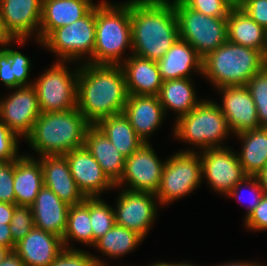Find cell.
I'll return each mask as SVG.
<instances>
[{"mask_svg":"<svg viewBox=\"0 0 267 266\" xmlns=\"http://www.w3.org/2000/svg\"><path fill=\"white\" fill-rule=\"evenodd\" d=\"M151 266H174V264H169V263H164V262H161V263H155Z\"/></svg>","mask_w":267,"mask_h":266,"instance_id":"obj_53","label":"cell"},{"mask_svg":"<svg viewBox=\"0 0 267 266\" xmlns=\"http://www.w3.org/2000/svg\"><path fill=\"white\" fill-rule=\"evenodd\" d=\"M189 78H180L163 81L158 98L164 109L170 108L179 111L180 116L188 114L199 101H196L194 89Z\"/></svg>","mask_w":267,"mask_h":266,"instance_id":"obj_30","label":"cell"},{"mask_svg":"<svg viewBox=\"0 0 267 266\" xmlns=\"http://www.w3.org/2000/svg\"><path fill=\"white\" fill-rule=\"evenodd\" d=\"M155 196L147 192L124 190L118 197V209L114 210L115 224L126 227L144 238L156 216L153 199Z\"/></svg>","mask_w":267,"mask_h":266,"instance_id":"obj_14","label":"cell"},{"mask_svg":"<svg viewBox=\"0 0 267 266\" xmlns=\"http://www.w3.org/2000/svg\"><path fill=\"white\" fill-rule=\"evenodd\" d=\"M223 91V106H219L233 133L260 127L257 108L245 85L219 87Z\"/></svg>","mask_w":267,"mask_h":266,"instance_id":"obj_16","label":"cell"},{"mask_svg":"<svg viewBox=\"0 0 267 266\" xmlns=\"http://www.w3.org/2000/svg\"><path fill=\"white\" fill-rule=\"evenodd\" d=\"M128 44L132 45L130 2L121 7L99 3L96 6L95 46L90 63L118 65L119 57Z\"/></svg>","mask_w":267,"mask_h":266,"instance_id":"obj_5","label":"cell"},{"mask_svg":"<svg viewBox=\"0 0 267 266\" xmlns=\"http://www.w3.org/2000/svg\"><path fill=\"white\" fill-rule=\"evenodd\" d=\"M90 221L93 245L115 224V212L109 205L96 197L90 198Z\"/></svg>","mask_w":267,"mask_h":266,"instance_id":"obj_33","label":"cell"},{"mask_svg":"<svg viewBox=\"0 0 267 266\" xmlns=\"http://www.w3.org/2000/svg\"><path fill=\"white\" fill-rule=\"evenodd\" d=\"M178 19L179 38L204 58L227 41V18L207 16L189 8L182 0L172 1Z\"/></svg>","mask_w":267,"mask_h":266,"instance_id":"obj_6","label":"cell"},{"mask_svg":"<svg viewBox=\"0 0 267 266\" xmlns=\"http://www.w3.org/2000/svg\"><path fill=\"white\" fill-rule=\"evenodd\" d=\"M225 148L218 145L216 148L204 150L203 156H200L202 174L216 191L237 196L239 188L246 183L247 175L239 163L238 156Z\"/></svg>","mask_w":267,"mask_h":266,"instance_id":"obj_11","label":"cell"},{"mask_svg":"<svg viewBox=\"0 0 267 266\" xmlns=\"http://www.w3.org/2000/svg\"><path fill=\"white\" fill-rule=\"evenodd\" d=\"M71 74L63 63H56L33 85L41 113L68 111L77 107L78 72Z\"/></svg>","mask_w":267,"mask_h":266,"instance_id":"obj_9","label":"cell"},{"mask_svg":"<svg viewBox=\"0 0 267 266\" xmlns=\"http://www.w3.org/2000/svg\"><path fill=\"white\" fill-rule=\"evenodd\" d=\"M175 135L206 149L216 148L230 128L222 110L214 102H200L188 114L178 117Z\"/></svg>","mask_w":267,"mask_h":266,"instance_id":"obj_7","label":"cell"},{"mask_svg":"<svg viewBox=\"0 0 267 266\" xmlns=\"http://www.w3.org/2000/svg\"><path fill=\"white\" fill-rule=\"evenodd\" d=\"M203 58L186 41L178 39L157 62L163 81L188 78L193 68L202 73Z\"/></svg>","mask_w":267,"mask_h":266,"instance_id":"obj_26","label":"cell"},{"mask_svg":"<svg viewBox=\"0 0 267 266\" xmlns=\"http://www.w3.org/2000/svg\"><path fill=\"white\" fill-rule=\"evenodd\" d=\"M9 225L12 240L16 244L35 227L31 206L16 205Z\"/></svg>","mask_w":267,"mask_h":266,"instance_id":"obj_35","label":"cell"},{"mask_svg":"<svg viewBox=\"0 0 267 266\" xmlns=\"http://www.w3.org/2000/svg\"><path fill=\"white\" fill-rule=\"evenodd\" d=\"M16 204L0 202V222L10 224Z\"/></svg>","mask_w":267,"mask_h":266,"instance_id":"obj_46","label":"cell"},{"mask_svg":"<svg viewBox=\"0 0 267 266\" xmlns=\"http://www.w3.org/2000/svg\"><path fill=\"white\" fill-rule=\"evenodd\" d=\"M246 226L255 230L267 229V194H264L258 206L246 217Z\"/></svg>","mask_w":267,"mask_h":266,"instance_id":"obj_42","label":"cell"},{"mask_svg":"<svg viewBox=\"0 0 267 266\" xmlns=\"http://www.w3.org/2000/svg\"><path fill=\"white\" fill-rule=\"evenodd\" d=\"M174 266H194V265H191V264H186V263H179V264H174Z\"/></svg>","mask_w":267,"mask_h":266,"instance_id":"obj_54","label":"cell"},{"mask_svg":"<svg viewBox=\"0 0 267 266\" xmlns=\"http://www.w3.org/2000/svg\"><path fill=\"white\" fill-rule=\"evenodd\" d=\"M227 40L259 50L267 57V31L241 8H232L227 17Z\"/></svg>","mask_w":267,"mask_h":266,"instance_id":"obj_27","label":"cell"},{"mask_svg":"<svg viewBox=\"0 0 267 266\" xmlns=\"http://www.w3.org/2000/svg\"><path fill=\"white\" fill-rule=\"evenodd\" d=\"M12 61L5 50L0 49V80L10 88H16V77L14 75Z\"/></svg>","mask_w":267,"mask_h":266,"instance_id":"obj_43","label":"cell"},{"mask_svg":"<svg viewBox=\"0 0 267 266\" xmlns=\"http://www.w3.org/2000/svg\"><path fill=\"white\" fill-rule=\"evenodd\" d=\"M93 245V231L90 221V198L72 205L68 211L67 228L62 238L64 247L68 238Z\"/></svg>","mask_w":267,"mask_h":266,"instance_id":"obj_32","label":"cell"},{"mask_svg":"<svg viewBox=\"0 0 267 266\" xmlns=\"http://www.w3.org/2000/svg\"><path fill=\"white\" fill-rule=\"evenodd\" d=\"M143 237L126 227L114 224L94 246H97L106 256H121L133 250L141 242Z\"/></svg>","mask_w":267,"mask_h":266,"instance_id":"obj_31","label":"cell"},{"mask_svg":"<svg viewBox=\"0 0 267 266\" xmlns=\"http://www.w3.org/2000/svg\"><path fill=\"white\" fill-rule=\"evenodd\" d=\"M65 157L72 177L86 198H94L102 190L116 186L85 146L67 152Z\"/></svg>","mask_w":267,"mask_h":266,"instance_id":"obj_15","label":"cell"},{"mask_svg":"<svg viewBox=\"0 0 267 266\" xmlns=\"http://www.w3.org/2000/svg\"><path fill=\"white\" fill-rule=\"evenodd\" d=\"M231 8H241L246 0H225Z\"/></svg>","mask_w":267,"mask_h":266,"instance_id":"obj_50","label":"cell"},{"mask_svg":"<svg viewBox=\"0 0 267 266\" xmlns=\"http://www.w3.org/2000/svg\"><path fill=\"white\" fill-rule=\"evenodd\" d=\"M122 113L144 143H147V135L157 129L165 114L158 96L149 95H128Z\"/></svg>","mask_w":267,"mask_h":266,"instance_id":"obj_21","label":"cell"},{"mask_svg":"<svg viewBox=\"0 0 267 266\" xmlns=\"http://www.w3.org/2000/svg\"><path fill=\"white\" fill-rule=\"evenodd\" d=\"M96 30V5L72 24L54 29L41 43L62 59L93 54Z\"/></svg>","mask_w":267,"mask_h":266,"instance_id":"obj_10","label":"cell"},{"mask_svg":"<svg viewBox=\"0 0 267 266\" xmlns=\"http://www.w3.org/2000/svg\"><path fill=\"white\" fill-rule=\"evenodd\" d=\"M43 186V169L40 161H35L27 155L14 160L13 189L16 205L31 206Z\"/></svg>","mask_w":267,"mask_h":266,"instance_id":"obj_25","label":"cell"},{"mask_svg":"<svg viewBox=\"0 0 267 266\" xmlns=\"http://www.w3.org/2000/svg\"><path fill=\"white\" fill-rule=\"evenodd\" d=\"M40 114L37 93L31 83L18 87L13 95L0 101V121L18 136L27 137Z\"/></svg>","mask_w":267,"mask_h":266,"instance_id":"obj_13","label":"cell"},{"mask_svg":"<svg viewBox=\"0 0 267 266\" xmlns=\"http://www.w3.org/2000/svg\"><path fill=\"white\" fill-rule=\"evenodd\" d=\"M246 182L251 186V189H253V192H256L255 195L253 196V201L249 205L250 207L246 215L247 217L258 206V204L260 203L265 193H264V190L262 189V185H261V182L258 176H246Z\"/></svg>","mask_w":267,"mask_h":266,"instance_id":"obj_44","label":"cell"},{"mask_svg":"<svg viewBox=\"0 0 267 266\" xmlns=\"http://www.w3.org/2000/svg\"><path fill=\"white\" fill-rule=\"evenodd\" d=\"M14 160L0 162V202L15 204Z\"/></svg>","mask_w":267,"mask_h":266,"instance_id":"obj_38","label":"cell"},{"mask_svg":"<svg viewBox=\"0 0 267 266\" xmlns=\"http://www.w3.org/2000/svg\"><path fill=\"white\" fill-rule=\"evenodd\" d=\"M81 69L77 79V108L84 118L96 125L103 118L121 114L128 99L122 66L88 62Z\"/></svg>","mask_w":267,"mask_h":266,"instance_id":"obj_1","label":"cell"},{"mask_svg":"<svg viewBox=\"0 0 267 266\" xmlns=\"http://www.w3.org/2000/svg\"><path fill=\"white\" fill-rule=\"evenodd\" d=\"M244 145L238 156L247 176H258L267 167V128L259 127L236 134Z\"/></svg>","mask_w":267,"mask_h":266,"instance_id":"obj_28","label":"cell"},{"mask_svg":"<svg viewBox=\"0 0 267 266\" xmlns=\"http://www.w3.org/2000/svg\"><path fill=\"white\" fill-rule=\"evenodd\" d=\"M95 126L124 157H129L144 143L123 113L103 118Z\"/></svg>","mask_w":267,"mask_h":266,"instance_id":"obj_29","label":"cell"},{"mask_svg":"<svg viewBox=\"0 0 267 266\" xmlns=\"http://www.w3.org/2000/svg\"><path fill=\"white\" fill-rule=\"evenodd\" d=\"M0 14L19 44L41 24L42 0H0Z\"/></svg>","mask_w":267,"mask_h":266,"instance_id":"obj_18","label":"cell"},{"mask_svg":"<svg viewBox=\"0 0 267 266\" xmlns=\"http://www.w3.org/2000/svg\"><path fill=\"white\" fill-rule=\"evenodd\" d=\"M17 135L0 121V162L16 160Z\"/></svg>","mask_w":267,"mask_h":266,"instance_id":"obj_39","label":"cell"},{"mask_svg":"<svg viewBox=\"0 0 267 266\" xmlns=\"http://www.w3.org/2000/svg\"><path fill=\"white\" fill-rule=\"evenodd\" d=\"M164 165L158 160L150 144L143 143L137 151L126 157L123 174L115 185L120 186L123 181H127L131 186L129 191L156 195Z\"/></svg>","mask_w":267,"mask_h":266,"instance_id":"obj_12","label":"cell"},{"mask_svg":"<svg viewBox=\"0 0 267 266\" xmlns=\"http://www.w3.org/2000/svg\"><path fill=\"white\" fill-rule=\"evenodd\" d=\"M264 193L267 194V167L258 175Z\"/></svg>","mask_w":267,"mask_h":266,"instance_id":"obj_49","label":"cell"},{"mask_svg":"<svg viewBox=\"0 0 267 266\" xmlns=\"http://www.w3.org/2000/svg\"><path fill=\"white\" fill-rule=\"evenodd\" d=\"M84 146L97 160L107 177L116 184L123 174L126 157L95 125L88 128Z\"/></svg>","mask_w":267,"mask_h":266,"instance_id":"obj_24","label":"cell"},{"mask_svg":"<svg viewBox=\"0 0 267 266\" xmlns=\"http://www.w3.org/2000/svg\"><path fill=\"white\" fill-rule=\"evenodd\" d=\"M44 186L68 205L82 203L86 197L71 175L65 155H45L40 160Z\"/></svg>","mask_w":267,"mask_h":266,"instance_id":"obj_17","label":"cell"},{"mask_svg":"<svg viewBox=\"0 0 267 266\" xmlns=\"http://www.w3.org/2000/svg\"><path fill=\"white\" fill-rule=\"evenodd\" d=\"M90 126L77 107L68 111L41 113L26 138L42 156L65 155L84 146Z\"/></svg>","mask_w":267,"mask_h":266,"instance_id":"obj_3","label":"cell"},{"mask_svg":"<svg viewBox=\"0 0 267 266\" xmlns=\"http://www.w3.org/2000/svg\"><path fill=\"white\" fill-rule=\"evenodd\" d=\"M189 8L202 14L227 18L232 8L225 0H182Z\"/></svg>","mask_w":267,"mask_h":266,"instance_id":"obj_37","label":"cell"},{"mask_svg":"<svg viewBox=\"0 0 267 266\" xmlns=\"http://www.w3.org/2000/svg\"><path fill=\"white\" fill-rule=\"evenodd\" d=\"M96 266H105V264L103 262L97 263ZM107 266V265H106Z\"/></svg>","mask_w":267,"mask_h":266,"instance_id":"obj_55","label":"cell"},{"mask_svg":"<svg viewBox=\"0 0 267 266\" xmlns=\"http://www.w3.org/2000/svg\"><path fill=\"white\" fill-rule=\"evenodd\" d=\"M222 266H258V265L251 264V263L250 264H246V263H238L237 262L235 264L234 263H232V264L230 263V264H227V265L225 264V265H222Z\"/></svg>","mask_w":267,"mask_h":266,"instance_id":"obj_52","label":"cell"},{"mask_svg":"<svg viewBox=\"0 0 267 266\" xmlns=\"http://www.w3.org/2000/svg\"><path fill=\"white\" fill-rule=\"evenodd\" d=\"M35 227L63 238L70 205L43 186L31 205Z\"/></svg>","mask_w":267,"mask_h":266,"instance_id":"obj_20","label":"cell"},{"mask_svg":"<svg viewBox=\"0 0 267 266\" xmlns=\"http://www.w3.org/2000/svg\"><path fill=\"white\" fill-rule=\"evenodd\" d=\"M13 39L15 40L14 36L7 30L0 14V44L6 46Z\"/></svg>","mask_w":267,"mask_h":266,"instance_id":"obj_48","label":"cell"},{"mask_svg":"<svg viewBox=\"0 0 267 266\" xmlns=\"http://www.w3.org/2000/svg\"><path fill=\"white\" fill-rule=\"evenodd\" d=\"M134 55L158 61L179 39L178 19L168 0L130 1Z\"/></svg>","mask_w":267,"mask_h":266,"instance_id":"obj_2","label":"cell"},{"mask_svg":"<svg viewBox=\"0 0 267 266\" xmlns=\"http://www.w3.org/2000/svg\"><path fill=\"white\" fill-rule=\"evenodd\" d=\"M94 6L90 0H42L38 41L42 42L54 29L84 17Z\"/></svg>","mask_w":267,"mask_h":266,"instance_id":"obj_22","label":"cell"},{"mask_svg":"<svg viewBox=\"0 0 267 266\" xmlns=\"http://www.w3.org/2000/svg\"><path fill=\"white\" fill-rule=\"evenodd\" d=\"M267 64V57L259 50L234 44L228 40L207 54L202 61V73L215 86H241Z\"/></svg>","mask_w":267,"mask_h":266,"instance_id":"obj_4","label":"cell"},{"mask_svg":"<svg viewBox=\"0 0 267 266\" xmlns=\"http://www.w3.org/2000/svg\"><path fill=\"white\" fill-rule=\"evenodd\" d=\"M123 65L128 95L158 96L163 80L156 61L132 55Z\"/></svg>","mask_w":267,"mask_h":266,"instance_id":"obj_23","label":"cell"},{"mask_svg":"<svg viewBox=\"0 0 267 266\" xmlns=\"http://www.w3.org/2000/svg\"><path fill=\"white\" fill-rule=\"evenodd\" d=\"M241 9L267 31V0H246Z\"/></svg>","mask_w":267,"mask_h":266,"instance_id":"obj_41","label":"cell"},{"mask_svg":"<svg viewBox=\"0 0 267 266\" xmlns=\"http://www.w3.org/2000/svg\"><path fill=\"white\" fill-rule=\"evenodd\" d=\"M11 250L8 247L0 245V263L5 259Z\"/></svg>","mask_w":267,"mask_h":266,"instance_id":"obj_51","label":"cell"},{"mask_svg":"<svg viewBox=\"0 0 267 266\" xmlns=\"http://www.w3.org/2000/svg\"><path fill=\"white\" fill-rule=\"evenodd\" d=\"M0 266H25L24 261L12 250L0 263Z\"/></svg>","mask_w":267,"mask_h":266,"instance_id":"obj_47","label":"cell"},{"mask_svg":"<svg viewBox=\"0 0 267 266\" xmlns=\"http://www.w3.org/2000/svg\"><path fill=\"white\" fill-rule=\"evenodd\" d=\"M9 54V58L12 61L14 75L16 77V88L20 86H26V80H28L30 60L21 54L19 51L12 49H3Z\"/></svg>","mask_w":267,"mask_h":266,"instance_id":"obj_40","label":"cell"},{"mask_svg":"<svg viewBox=\"0 0 267 266\" xmlns=\"http://www.w3.org/2000/svg\"><path fill=\"white\" fill-rule=\"evenodd\" d=\"M245 86L257 108L260 127L267 128V64Z\"/></svg>","mask_w":267,"mask_h":266,"instance_id":"obj_34","label":"cell"},{"mask_svg":"<svg viewBox=\"0 0 267 266\" xmlns=\"http://www.w3.org/2000/svg\"><path fill=\"white\" fill-rule=\"evenodd\" d=\"M100 262L99 259L84 251L65 247L49 266H96Z\"/></svg>","mask_w":267,"mask_h":266,"instance_id":"obj_36","label":"cell"},{"mask_svg":"<svg viewBox=\"0 0 267 266\" xmlns=\"http://www.w3.org/2000/svg\"><path fill=\"white\" fill-rule=\"evenodd\" d=\"M194 152H180L165 162L161 183L156 193L160 203L174 201V199L190 193L199 185L202 174V163Z\"/></svg>","mask_w":267,"mask_h":266,"instance_id":"obj_8","label":"cell"},{"mask_svg":"<svg viewBox=\"0 0 267 266\" xmlns=\"http://www.w3.org/2000/svg\"><path fill=\"white\" fill-rule=\"evenodd\" d=\"M0 245L8 247L11 251L15 249L16 244L12 240L10 225L0 222Z\"/></svg>","mask_w":267,"mask_h":266,"instance_id":"obj_45","label":"cell"},{"mask_svg":"<svg viewBox=\"0 0 267 266\" xmlns=\"http://www.w3.org/2000/svg\"><path fill=\"white\" fill-rule=\"evenodd\" d=\"M63 249L62 238L34 227L16 243L14 251L25 266H49Z\"/></svg>","mask_w":267,"mask_h":266,"instance_id":"obj_19","label":"cell"}]
</instances>
